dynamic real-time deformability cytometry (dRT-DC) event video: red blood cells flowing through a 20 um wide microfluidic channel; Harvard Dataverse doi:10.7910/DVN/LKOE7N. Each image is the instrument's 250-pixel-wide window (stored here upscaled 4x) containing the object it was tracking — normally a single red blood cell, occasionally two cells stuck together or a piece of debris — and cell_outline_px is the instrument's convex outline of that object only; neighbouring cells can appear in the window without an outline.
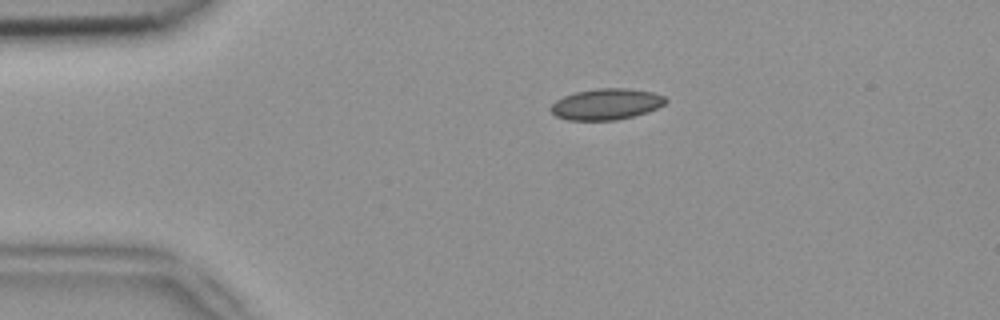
{"species": "common noctule bat (a hibernating species)", "species_latin": "Nyctalus noctula", "temperature_condition": "room temperature", "stored_images_in_passage": 2, "camera_frame_rate_fps": 3000, "um_per_image_px": 0.085, "animal": {"sex": "female", "body_mass_g": 18.4}, "frame": {"image": 1, "passage_image": 1, "time_ms": 0.0, "image_size_px": [1000, 320], "cell_outline_px": [[668, 100], [664, 104], [656, 108], [632, 116], [616, 120], [568, 120], [556, 116], [548, 108], [556, 100], [564, 96], [576, 92], [596, 88], [628, 88], [652, 92], [664, 96]], "centroid_in_image_um": [51.5, 8.84], "position_along_channel_um": 33.5, "area_um2": 20.69}}